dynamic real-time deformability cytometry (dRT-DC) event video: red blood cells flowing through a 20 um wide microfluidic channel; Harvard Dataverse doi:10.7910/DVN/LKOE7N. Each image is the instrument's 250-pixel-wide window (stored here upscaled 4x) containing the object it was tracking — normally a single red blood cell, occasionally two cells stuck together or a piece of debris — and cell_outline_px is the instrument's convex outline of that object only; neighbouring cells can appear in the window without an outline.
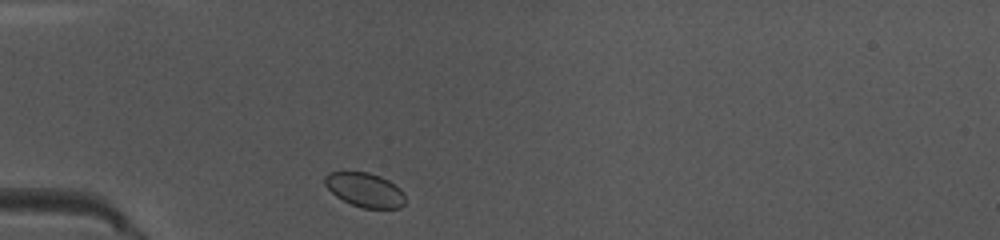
{"species": "common noctule bat (a hibernating species)", "species_latin": "Nyctalus noctula", "temperature_condition": "warm", "stored_images_in_passage": 36, "camera_frame_rate_fps": 3000, "um_per_image_px": 0.085, "animal": {"sex": "female", "body_mass_g": 10.0, "forearm_length_mm": 53.1}, "frame": {"image": 1, "passage_image": 1, "time_ms": 0.0, "image_size_px": [1000, 240], "cell_outline_px": [[404, 204], [400, 208], [364, 208], [352, 204], [336, 196], [324, 184], [324, 176], [328, 172], [368, 172], [380, 176], [388, 180], [400, 188], [404, 196]], "centroid_in_image_um": [31.0, 16.13], "position_along_channel_um": 54.0, "area_um2": 15.9}}
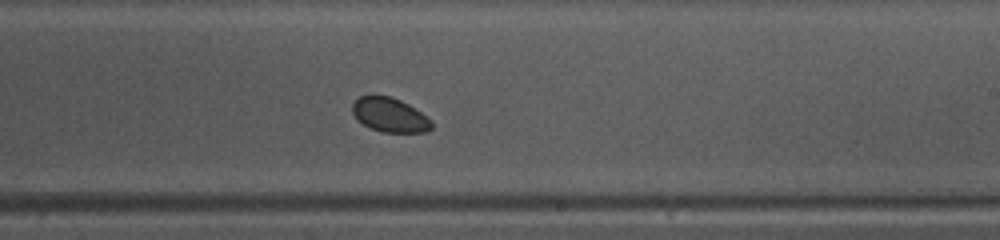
{"frame": {"image": 2, "passage_image": 17, "time_ms": 5.333, "image_size_px": [1000, 240], "cell_outline_px": [[432, 128], [428, 132], [384, 132], [372, 128], [364, 124], [352, 112], [352, 104], [360, 96], [372, 92], [388, 96], [400, 100], [408, 104], [432, 120]], "centroid_in_image_um": [33.13, 9.73], "position_along_channel_um": 255.9, "area_um2": 15.9}}
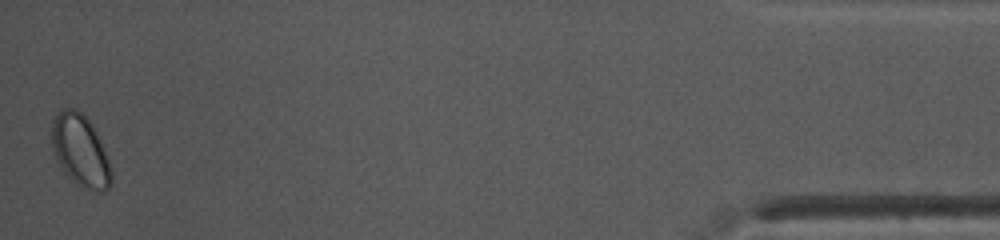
{"frame": {"image": 3, "passage_image": 36, "time_ms": 11.667, "image_size_px": [1000, 240], "cell_outline_px": [[112, 184], [104, 192], [100, 192], [80, 188], [68, 176], [60, 164], [52, 148], [52, 120], [60, 108], [76, 108], [92, 124], [100, 140], [108, 160], [112, 172]], "centroid_in_image_um": [6.84, 12.81], "position_along_channel_um": 428.4, "area_um2": 24.91}}